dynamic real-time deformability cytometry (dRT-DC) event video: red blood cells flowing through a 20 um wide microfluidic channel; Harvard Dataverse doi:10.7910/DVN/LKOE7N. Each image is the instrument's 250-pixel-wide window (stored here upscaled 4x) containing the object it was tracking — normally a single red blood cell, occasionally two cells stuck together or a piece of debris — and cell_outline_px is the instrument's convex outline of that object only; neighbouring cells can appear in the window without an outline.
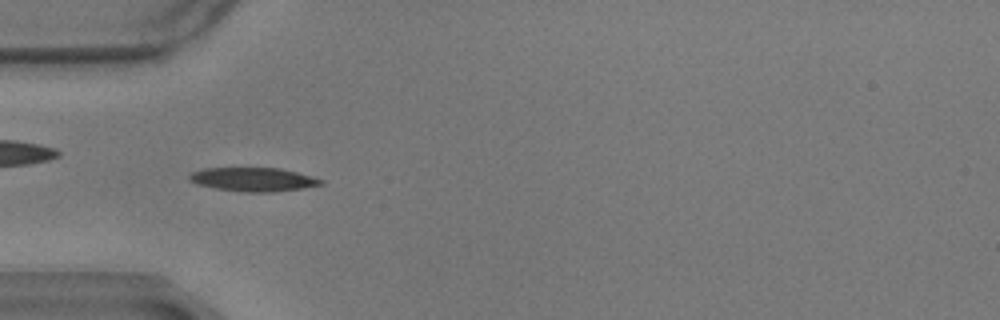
{"species": "common noctule bat (a hibernating species)", "species_latin": "Nyctalus noctula", "temperature_condition": "warm", "stored_images_in_passage": 57, "camera_frame_rate_fps": 3000, "um_per_image_px": 0.085, "animal": {"sex": "male", "body_mass_g": 17.9}, "frame": {"image": 1, "passage_image": 17, "time_ms": 5.333, "image_size_px": [1000, 320], "cell_outline_px": [[324, 184], [300, 188], [272, 192], [248, 192], [216, 188], [200, 184], [192, 180], [188, 176], [192, 172], [204, 168], [280, 168], [312, 176], [324, 180]], "centroid_in_image_um": [21.58, 15.24], "position_along_channel_um": 63.4, "area_um2": 17.86}, "authors_computed_cell_mechanics": {"area_um2": 17.1666, "velocity_mm_per_s": 3.4718, "shape_relaxation_time_tau1_ms": 6.4839, "shape_relaxation_time_tau2_ms": 4.1058, "deformation_change_tau1": 0.1762, "deformation_change_tau2": 0.1132}}